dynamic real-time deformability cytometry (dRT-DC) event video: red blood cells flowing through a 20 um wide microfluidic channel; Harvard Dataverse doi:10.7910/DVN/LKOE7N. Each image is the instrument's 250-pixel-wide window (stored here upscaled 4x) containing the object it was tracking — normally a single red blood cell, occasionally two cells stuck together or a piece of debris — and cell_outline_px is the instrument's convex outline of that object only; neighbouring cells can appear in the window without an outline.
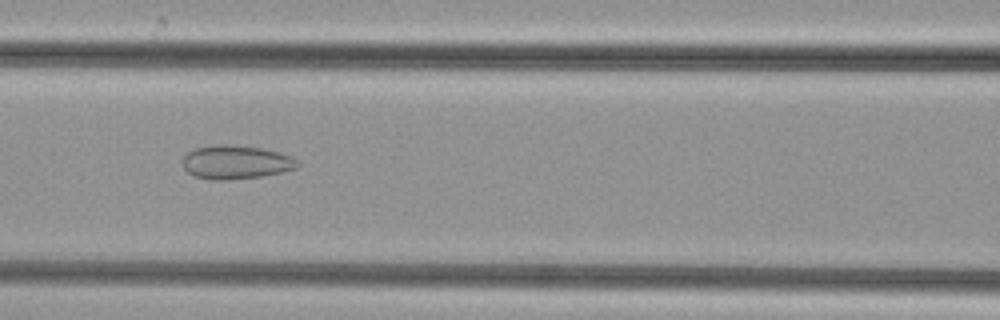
{"species": "common noctule bat (a hibernating species)", "species_latin": "Nyctalus noctula", "temperature_condition": "cold", "stored_images_in_passage": 36, "camera_frame_rate_fps": 3000, "um_per_image_px": 0.085, "animal": {"sex": "female", "body_mass_g": 29.2, "forearm_length_mm": 56.3}, "frame": {"image": 1, "passage_image": 8, "time_ms": 2.333, "image_size_px": [1000, 320], "cell_outline_px": [[300, 164], [296, 168], [280, 172], [260, 176], [224, 180], [212, 180], [196, 176], [188, 172], [184, 168], [184, 156], [188, 152], [196, 148], [220, 144], [224, 144], [260, 148], [280, 152], [292, 156]], "centroid_in_image_um": [20.06, 13.78], "position_along_channel_um": 146.5, "area_um2": 22.2}}
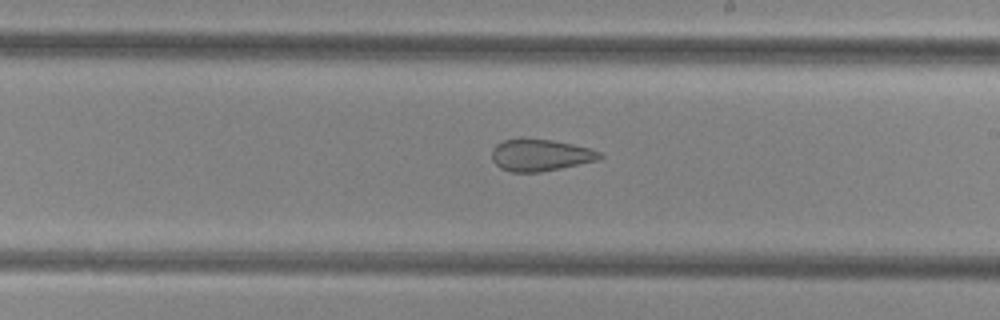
{"frame": {"image": 2, "passage_image": 15, "time_ms": 4.667, "image_size_px": [1000, 320], "cell_outline_px": [[604, 156], [600, 160], [540, 172], [512, 172], [500, 168], [492, 160], [492, 148], [496, 144], [504, 140], [520, 136], [552, 140], [592, 148], [600, 152]], "centroid_in_image_um": [45.92, 13.15], "position_along_channel_um": 243.1, "area_um2": 20.52}}
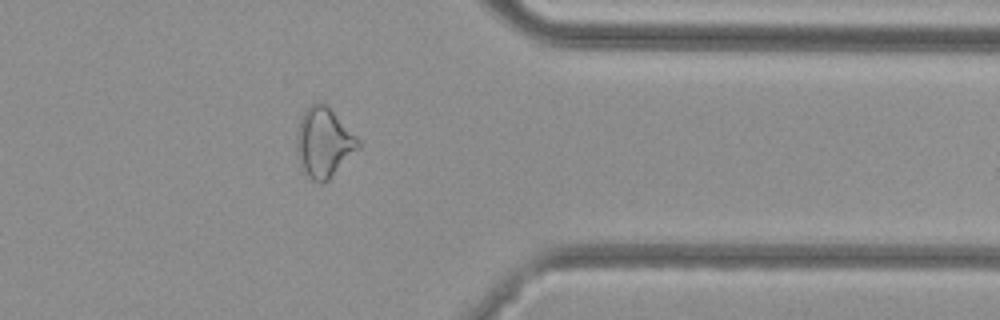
{"frame": {"image": 3, "passage_image": 26, "time_ms": 8.333, "image_size_px": [1000, 320], "cell_outline_px": [[360, 148], [324, 184], [320, 184], [312, 180], [304, 172], [300, 164], [296, 152], [296, 132], [300, 120], [304, 112], [312, 104], [320, 100], [360, 140]], "centroid_in_image_um": [27.5, 12.16], "position_along_channel_um": 383.9, "area_um2": 24.8}}